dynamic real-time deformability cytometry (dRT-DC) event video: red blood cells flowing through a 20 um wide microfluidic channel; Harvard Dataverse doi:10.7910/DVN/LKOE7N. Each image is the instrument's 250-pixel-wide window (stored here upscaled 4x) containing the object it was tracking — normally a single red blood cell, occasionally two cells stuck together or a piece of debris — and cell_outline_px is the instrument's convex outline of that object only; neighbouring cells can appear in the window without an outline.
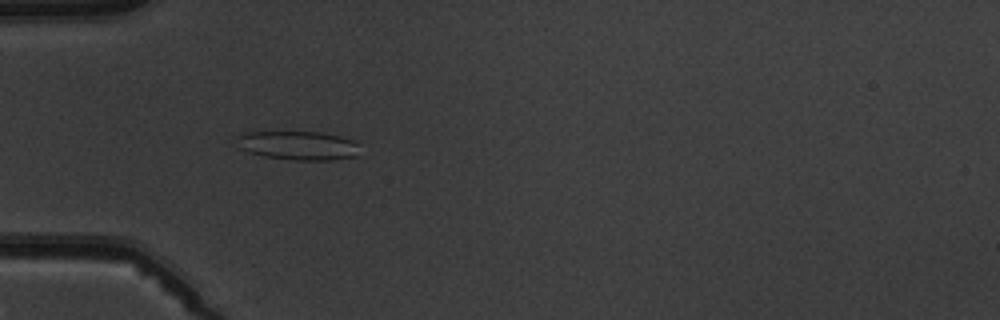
{"species": "common noctule bat (a hibernating species)", "species_latin": "Nyctalus noctula", "temperature_condition": "warm", "stored_images_in_passage": 8, "camera_frame_rate_fps": 3000, "um_per_image_px": 0.085, "animal": {"sex": "male", "body_mass_g": 19.5, "forearm_length_mm": 54.6}, "frame": {"image": 1, "passage_image": 4, "time_ms": 3.333, "image_size_px": [1000, 320], "cell_outline_px": [[356, 156], [332, 160], [292, 160], [264, 156], [248, 152], [240, 148], [232, 136], [244, 132], [324, 132], [340, 136], [352, 140], [356, 144]], "centroid_in_image_um": [25.24, 12.35], "position_along_channel_um": 59.8, "area_um2": 20.81}}
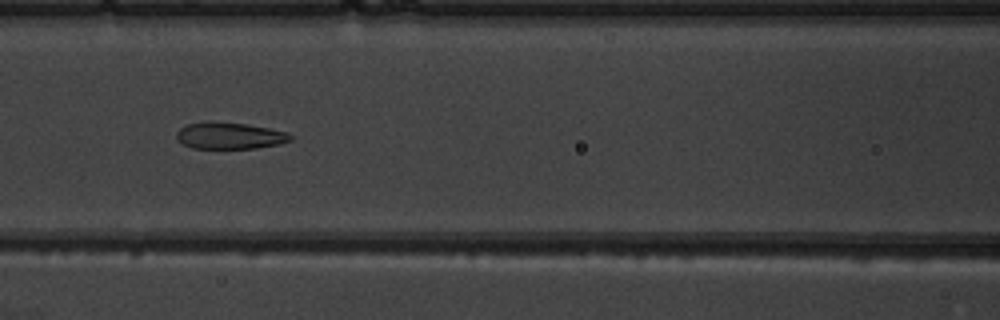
{"frame": {"image": 2, "passage_image": 6, "time_ms": 5.667, "image_size_px": [1000, 320], "cell_outline_px": [[292, 140], [280, 144], [256, 148], [192, 148], [184, 144], [176, 136], [176, 132], [180, 128], [188, 124], [204, 120], [208, 120], [248, 124], [288, 132], [292, 136]], "centroid_in_image_um": [19.53, 11.51], "position_along_channel_um": 147.1, "area_um2": 17.86}}
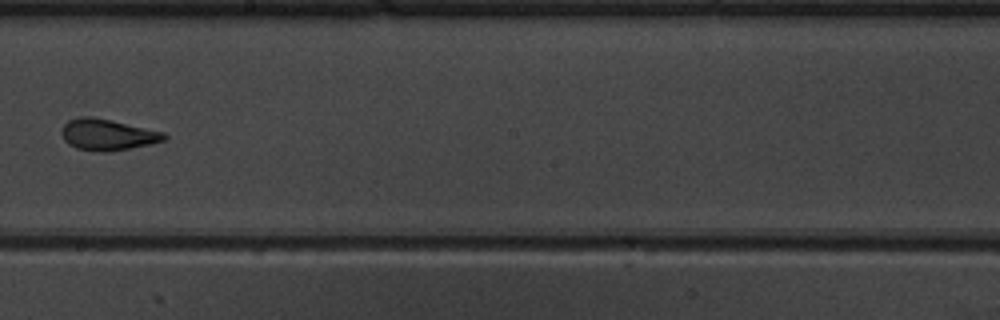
{"frame": {"image": 3, "passage_image": 8, "time_ms": 8.0, "image_size_px": [1000, 320], "cell_outline_px": [[168, 136], [164, 140], [148, 144], [108, 152], [100, 152], [76, 148], [68, 144], [64, 140], [60, 132], [64, 124], [68, 120], [80, 116], [92, 116], [112, 120], [164, 132]], "centroid_in_image_um": [9.09, 11.43], "position_along_channel_um": 239.1, "area_um2": 18.67}}